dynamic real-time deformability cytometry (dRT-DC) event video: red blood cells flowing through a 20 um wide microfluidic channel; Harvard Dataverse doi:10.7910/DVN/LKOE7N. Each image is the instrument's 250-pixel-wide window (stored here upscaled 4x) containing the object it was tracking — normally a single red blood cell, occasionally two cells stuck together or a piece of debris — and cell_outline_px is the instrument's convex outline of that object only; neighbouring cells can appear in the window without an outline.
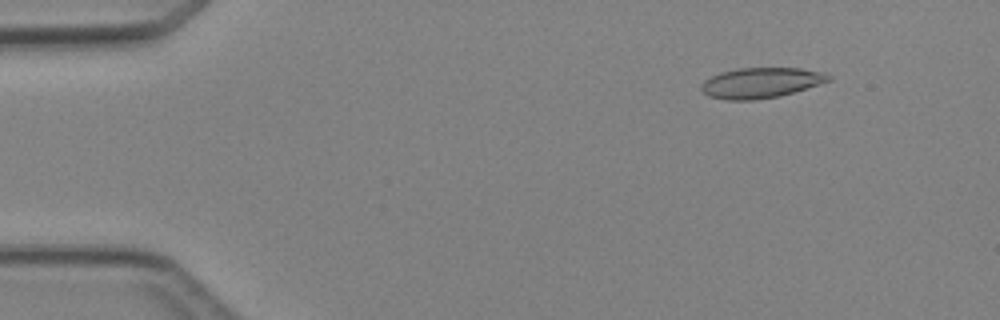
{"species": "Egyptian fruit bat (a non-hibernating species)", "species_latin": "Rousettus aegyptiacus", "temperature_condition": "cold", "stored_images_in_passage": 3, "camera_frame_rate_fps": 3000, "um_per_image_px": 0.085, "animal": {"sex": "female"}, "frame": {"image": 1, "passage_image": 1, "time_ms": 0.0, "image_size_px": [1000, 320], "cell_outline_px": [[832, 80], [820, 84], [780, 96], [752, 100], [728, 100], [708, 96], [700, 88], [700, 84], [704, 80], [720, 72], [736, 68], [800, 68], [824, 72], [832, 76]], "centroid_in_image_um": [64.68, 7.03], "position_along_channel_um": 20.3, "area_um2": 22.66}}